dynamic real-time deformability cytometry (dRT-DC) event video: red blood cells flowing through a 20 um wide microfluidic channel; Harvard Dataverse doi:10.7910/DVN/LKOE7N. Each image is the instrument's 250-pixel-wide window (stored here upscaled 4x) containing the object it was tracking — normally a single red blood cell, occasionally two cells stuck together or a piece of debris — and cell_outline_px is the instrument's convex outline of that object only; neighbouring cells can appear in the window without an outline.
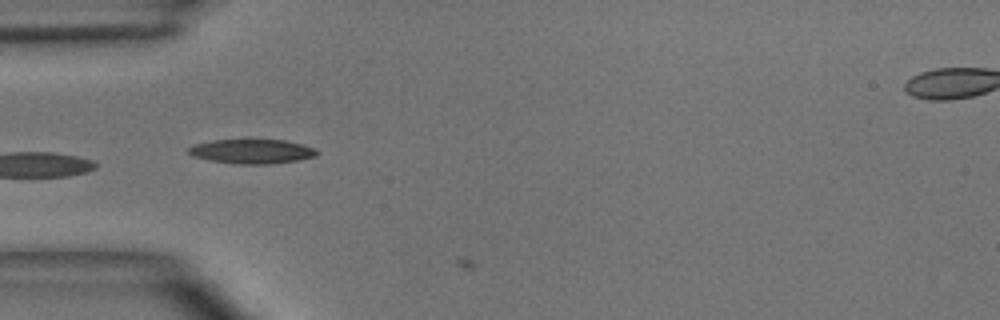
{"species": "common noctule bat (a hibernating species)", "species_latin": "Nyctalus noctula", "temperature_condition": "room temperature", "stored_images_in_passage": 4, "camera_frame_rate_fps": 3000, "um_per_image_px": 0.085, "animal": {"sex": "male", "body_mass_g": 15.6}, "frame": {"image": 1, "passage_image": 3, "time_ms": 2.333, "image_size_px": [1000, 320], "cell_outline_px": [[320, 152], [316, 156], [296, 160], [268, 164], [240, 164], [208, 160], [192, 156], [188, 152], [188, 148], [196, 144], [212, 140], [248, 136], [288, 140], [316, 148]], "centroid_in_image_um": [21.43, 12.8], "position_along_channel_um": 63.6, "area_um2": 19.31}}